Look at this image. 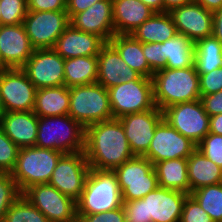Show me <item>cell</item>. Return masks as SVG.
<instances>
[{"mask_svg": "<svg viewBox=\"0 0 222 222\" xmlns=\"http://www.w3.org/2000/svg\"><path fill=\"white\" fill-rule=\"evenodd\" d=\"M84 153L90 168L114 170L134 157L118 118L91 124L85 128Z\"/></svg>", "mask_w": 222, "mask_h": 222, "instance_id": "1", "label": "cell"}, {"mask_svg": "<svg viewBox=\"0 0 222 222\" xmlns=\"http://www.w3.org/2000/svg\"><path fill=\"white\" fill-rule=\"evenodd\" d=\"M153 100L160 110L200 99L199 75L195 65L181 69L164 68L152 76Z\"/></svg>", "mask_w": 222, "mask_h": 222, "instance_id": "2", "label": "cell"}, {"mask_svg": "<svg viewBox=\"0 0 222 222\" xmlns=\"http://www.w3.org/2000/svg\"><path fill=\"white\" fill-rule=\"evenodd\" d=\"M76 205L77 215H92L122 207V192L116 173L113 170L90 168Z\"/></svg>", "mask_w": 222, "mask_h": 222, "instance_id": "3", "label": "cell"}, {"mask_svg": "<svg viewBox=\"0 0 222 222\" xmlns=\"http://www.w3.org/2000/svg\"><path fill=\"white\" fill-rule=\"evenodd\" d=\"M36 147L72 154L85 149V128L69 115L38 117Z\"/></svg>", "mask_w": 222, "mask_h": 222, "instance_id": "4", "label": "cell"}, {"mask_svg": "<svg viewBox=\"0 0 222 222\" xmlns=\"http://www.w3.org/2000/svg\"><path fill=\"white\" fill-rule=\"evenodd\" d=\"M63 155L61 151L36 146L19 148L11 175L20 192L32 185L49 183L53 170Z\"/></svg>", "mask_w": 222, "mask_h": 222, "instance_id": "5", "label": "cell"}, {"mask_svg": "<svg viewBox=\"0 0 222 222\" xmlns=\"http://www.w3.org/2000/svg\"><path fill=\"white\" fill-rule=\"evenodd\" d=\"M69 116L87 126L113 118L108 90L98 82L69 88Z\"/></svg>", "mask_w": 222, "mask_h": 222, "instance_id": "6", "label": "cell"}, {"mask_svg": "<svg viewBox=\"0 0 222 222\" xmlns=\"http://www.w3.org/2000/svg\"><path fill=\"white\" fill-rule=\"evenodd\" d=\"M113 171L123 201L142 199L159 186L153 164L144 156H134Z\"/></svg>", "mask_w": 222, "mask_h": 222, "instance_id": "7", "label": "cell"}, {"mask_svg": "<svg viewBox=\"0 0 222 222\" xmlns=\"http://www.w3.org/2000/svg\"><path fill=\"white\" fill-rule=\"evenodd\" d=\"M107 90L113 118L155 107L152 78L142 76L138 80L121 83Z\"/></svg>", "mask_w": 222, "mask_h": 222, "instance_id": "8", "label": "cell"}, {"mask_svg": "<svg viewBox=\"0 0 222 222\" xmlns=\"http://www.w3.org/2000/svg\"><path fill=\"white\" fill-rule=\"evenodd\" d=\"M22 195L50 222H77L76 201L64 195L49 183L28 187Z\"/></svg>", "mask_w": 222, "mask_h": 222, "instance_id": "9", "label": "cell"}, {"mask_svg": "<svg viewBox=\"0 0 222 222\" xmlns=\"http://www.w3.org/2000/svg\"><path fill=\"white\" fill-rule=\"evenodd\" d=\"M163 117L196 145L209 133L210 116L204 110L200 99L169 106L163 110Z\"/></svg>", "mask_w": 222, "mask_h": 222, "instance_id": "10", "label": "cell"}, {"mask_svg": "<svg viewBox=\"0 0 222 222\" xmlns=\"http://www.w3.org/2000/svg\"><path fill=\"white\" fill-rule=\"evenodd\" d=\"M23 25L34 49L53 48L70 19L66 11H28Z\"/></svg>", "mask_w": 222, "mask_h": 222, "instance_id": "11", "label": "cell"}, {"mask_svg": "<svg viewBox=\"0 0 222 222\" xmlns=\"http://www.w3.org/2000/svg\"><path fill=\"white\" fill-rule=\"evenodd\" d=\"M36 90L21 68L0 69V95L4 112L33 111Z\"/></svg>", "mask_w": 222, "mask_h": 222, "instance_id": "12", "label": "cell"}, {"mask_svg": "<svg viewBox=\"0 0 222 222\" xmlns=\"http://www.w3.org/2000/svg\"><path fill=\"white\" fill-rule=\"evenodd\" d=\"M197 145L180 134L165 119L156 127L150 147L144 155L153 165L163 160L187 159Z\"/></svg>", "mask_w": 222, "mask_h": 222, "instance_id": "13", "label": "cell"}, {"mask_svg": "<svg viewBox=\"0 0 222 222\" xmlns=\"http://www.w3.org/2000/svg\"><path fill=\"white\" fill-rule=\"evenodd\" d=\"M90 166L84 151L64 154L53 170L49 184L77 201L84 189Z\"/></svg>", "mask_w": 222, "mask_h": 222, "instance_id": "14", "label": "cell"}, {"mask_svg": "<svg viewBox=\"0 0 222 222\" xmlns=\"http://www.w3.org/2000/svg\"><path fill=\"white\" fill-rule=\"evenodd\" d=\"M64 62L52 48L35 49L21 67L36 89L65 85Z\"/></svg>", "mask_w": 222, "mask_h": 222, "instance_id": "15", "label": "cell"}, {"mask_svg": "<svg viewBox=\"0 0 222 222\" xmlns=\"http://www.w3.org/2000/svg\"><path fill=\"white\" fill-rule=\"evenodd\" d=\"M118 119L134 156H144L150 147L157 125L164 117L163 111L155 106L153 109L126 114Z\"/></svg>", "mask_w": 222, "mask_h": 222, "instance_id": "16", "label": "cell"}, {"mask_svg": "<svg viewBox=\"0 0 222 222\" xmlns=\"http://www.w3.org/2000/svg\"><path fill=\"white\" fill-rule=\"evenodd\" d=\"M34 50L23 23L0 25V69L21 68Z\"/></svg>", "mask_w": 222, "mask_h": 222, "instance_id": "17", "label": "cell"}, {"mask_svg": "<svg viewBox=\"0 0 222 222\" xmlns=\"http://www.w3.org/2000/svg\"><path fill=\"white\" fill-rule=\"evenodd\" d=\"M178 34L185 35L194 43L212 36L213 14L195 1L169 12Z\"/></svg>", "mask_w": 222, "mask_h": 222, "instance_id": "18", "label": "cell"}, {"mask_svg": "<svg viewBox=\"0 0 222 222\" xmlns=\"http://www.w3.org/2000/svg\"><path fill=\"white\" fill-rule=\"evenodd\" d=\"M188 195L158 186L142 198L145 201L146 222H180Z\"/></svg>", "mask_w": 222, "mask_h": 222, "instance_id": "19", "label": "cell"}, {"mask_svg": "<svg viewBox=\"0 0 222 222\" xmlns=\"http://www.w3.org/2000/svg\"><path fill=\"white\" fill-rule=\"evenodd\" d=\"M97 66V82L106 89L142 77L140 73L127 65L109 42H106L100 49L97 55Z\"/></svg>", "mask_w": 222, "mask_h": 222, "instance_id": "20", "label": "cell"}, {"mask_svg": "<svg viewBox=\"0 0 222 222\" xmlns=\"http://www.w3.org/2000/svg\"><path fill=\"white\" fill-rule=\"evenodd\" d=\"M112 11V0L99 1L74 15L70 24L75 29L98 35L105 42H109L115 35Z\"/></svg>", "mask_w": 222, "mask_h": 222, "instance_id": "21", "label": "cell"}, {"mask_svg": "<svg viewBox=\"0 0 222 222\" xmlns=\"http://www.w3.org/2000/svg\"><path fill=\"white\" fill-rule=\"evenodd\" d=\"M105 43L98 35L75 29L70 24L56 40L52 49L63 59L97 56Z\"/></svg>", "mask_w": 222, "mask_h": 222, "instance_id": "22", "label": "cell"}, {"mask_svg": "<svg viewBox=\"0 0 222 222\" xmlns=\"http://www.w3.org/2000/svg\"><path fill=\"white\" fill-rule=\"evenodd\" d=\"M0 128L19 148L35 146L38 116L33 111L4 112Z\"/></svg>", "mask_w": 222, "mask_h": 222, "instance_id": "23", "label": "cell"}, {"mask_svg": "<svg viewBox=\"0 0 222 222\" xmlns=\"http://www.w3.org/2000/svg\"><path fill=\"white\" fill-rule=\"evenodd\" d=\"M115 34H131L155 12L140 0H112Z\"/></svg>", "mask_w": 222, "mask_h": 222, "instance_id": "24", "label": "cell"}, {"mask_svg": "<svg viewBox=\"0 0 222 222\" xmlns=\"http://www.w3.org/2000/svg\"><path fill=\"white\" fill-rule=\"evenodd\" d=\"M190 193L209 185L222 182V168L196 149L188 158Z\"/></svg>", "mask_w": 222, "mask_h": 222, "instance_id": "25", "label": "cell"}, {"mask_svg": "<svg viewBox=\"0 0 222 222\" xmlns=\"http://www.w3.org/2000/svg\"><path fill=\"white\" fill-rule=\"evenodd\" d=\"M69 107L70 94L66 85L36 90L33 112L38 117L68 115Z\"/></svg>", "mask_w": 222, "mask_h": 222, "instance_id": "26", "label": "cell"}, {"mask_svg": "<svg viewBox=\"0 0 222 222\" xmlns=\"http://www.w3.org/2000/svg\"><path fill=\"white\" fill-rule=\"evenodd\" d=\"M177 34L169 13H154L149 19L131 32V36L141 43H163Z\"/></svg>", "mask_w": 222, "mask_h": 222, "instance_id": "27", "label": "cell"}, {"mask_svg": "<svg viewBox=\"0 0 222 222\" xmlns=\"http://www.w3.org/2000/svg\"><path fill=\"white\" fill-rule=\"evenodd\" d=\"M159 187L190 194L187 159L163 160L153 165Z\"/></svg>", "mask_w": 222, "mask_h": 222, "instance_id": "28", "label": "cell"}, {"mask_svg": "<svg viewBox=\"0 0 222 222\" xmlns=\"http://www.w3.org/2000/svg\"><path fill=\"white\" fill-rule=\"evenodd\" d=\"M109 43L130 68L144 77L152 78L154 72L146 61L140 41L135 40L130 34H115Z\"/></svg>", "mask_w": 222, "mask_h": 222, "instance_id": "29", "label": "cell"}, {"mask_svg": "<svg viewBox=\"0 0 222 222\" xmlns=\"http://www.w3.org/2000/svg\"><path fill=\"white\" fill-rule=\"evenodd\" d=\"M163 58L167 69H181L194 66L195 43L182 34L162 43Z\"/></svg>", "mask_w": 222, "mask_h": 222, "instance_id": "30", "label": "cell"}, {"mask_svg": "<svg viewBox=\"0 0 222 222\" xmlns=\"http://www.w3.org/2000/svg\"><path fill=\"white\" fill-rule=\"evenodd\" d=\"M97 56H79L65 59L64 78L68 88L97 82Z\"/></svg>", "mask_w": 222, "mask_h": 222, "instance_id": "31", "label": "cell"}, {"mask_svg": "<svg viewBox=\"0 0 222 222\" xmlns=\"http://www.w3.org/2000/svg\"><path fill=\"white\" fill-rule=\"evenodd\" d=\"M194 65L198 75L222 67V44L213 36L196 41Z\"/></svg>", "mask_w": 222, "mask_h": 222, "instance_id": "32", "label": "cell"}, {"mask_svg": "<svg viewBox=\"0 0 222 222\" xmlns=\"http://www.w3.org/2000/svg\"><path fill=\"white\" fill-rule=\"evenodd\" d=\"M214 222H222V182L190 193Z\"/></svg>", "mask_w": 222, "mask_h": 222, "instance_id": "33", "label": "cell"}, {"mask_svg": "<svg viewBox=\"0 0 222 222\" xmlns=\"http://www.w3.org/2000/svg\"><path fill=\"white\" fill-rule=\"evenodd\" d=\"M3 222H50L22 194L7 210Z\"/></svg>", "mask_w": 222, "mask_h": 222, "instance_id": "34", "label": "cell"}, {"mask_svg": "<svg viewBox=\"0 0 222 222\" xmlns=\"http://www.w3.org/2000/svg\"><path fill=\"white\" fill-rule=\"evenodd\" d=\"M21 194L11 173H0V222H3L7 210Z\"/></svg>", "mask_w": 222, "mask_h": 222, "instance_id": "35", "label": "cell"}, {"mask_svg": "<svg viewBox=\"0 0 222 222\" xmlns=\"http://www.w3.org/2000/svg\"><path fill=\"white\" fill-rule=\"evenodd\" d=\"M1 25H19L27 15V0H0Z\"/></svg>", "mask_w": 222, "mask_h": 222, "instance_id": "36", "label": "cell"}, {"mask_svg": "<svg viewBox=\"0 0 222 222\" xmlns=\"http://www.w3.org/2000/svg\"><path fill=\"white\" fill-rule=\"evenodd\" d=\"M19 147L0 128V173H11L17 162Z\"/></svg>", "mask_w": 222, "mask_h": 222, "instance_id": "37", "label": "cell"}, {"mask_svg": "<svg viewBox=\"0 0 222 222\" xmlns=\"http://www.w3.org/2000/svg\"><path fill=\"white\" fill-rule=\"evenodd\" d=\"M197 149L222 168V135L208 133L197 145Z\"/></svg>", "mask_w": 222, "mask_h": 222, "instance_id": "38", "label": "cell"}, {"mask_svg": "<svg viewBox=\"0 0 222 222\" xmlns=\"http://www.w3.org/2000/svg\"><path fill=\"white\" fill-rule=\"evenodd\" d=\"M180 222H214L199 203L189 194L183 205Z\"/></svg>", "mask_w": 222, "mask_h": 222, "instance_id": "39", "label": "cell"}, {"mask_svg": "<svg viewBox=\"0 0 222 222\" xmlns=\"http://www.w3.org/2000/svg\"><path fill=\"white\" fill-rule=\"evenodd\" d=\"M143 54L146 61L155 73L166 68V60L163 58L162 43H142Z\"/></svg>", "mask_w": 222, "mask_h": 222, "instance_id": "40", "label": "cell"}, {"mask_svg": "<svg viewBox=\"0 0 222 222\" xmlns=\"http://www.w3.org/2000/svg\"><path fill=\"white\" fill-rule=\"evenodd\" d=\"M199 90L201 95H209L222 90V67L209 73L199 75Z\"/></svg>", "mask_w": 222, "mask_h": 222, "instance_id": "41", "label": "cell"}, {"mask_svg": "<svg viewBox=\"0 0 222 222\" xmlns=\"http://www.w3.org/2000/svg\"><path fill=\"white\" fill-rule=\"evenodd\" d=\"M77 217V222H126L123 206L112 211L92 215H77Z\"/></svg>", "mask_w": 222, "mask_h": 222, "instance_id": "42", "label": "cell"}, {"mask_svg": "<svg viewBox=\"0 0 222 222\" xmlns=\"http://www.w3.org/2000/svg\"><path fill=\"white\" fill-rule=\"evenodd\" d=\"M126 222H146L145 201L143 199L123 201Z\"/></svg>", "mask_w": 222, "mask_h": 222, "instance_id": "43", "label": "cell"}, {"mask_svg": "<svg viewBox=\"0 0 222 222\" xmlns=\"http://www.w3.org/2000/svg\"><path fill=\"white\" fill-rule=\"evenodd\" d=\"M67 0H27L28 11H66Z\"/></svg>", "mask_w": 222, "mask_h": 222, "instance_id": "44", "label": "cell"}, {"mask_svg": "<svg viewBox=\"0 0 222 222\" xmlns=\"http://www.w3.org/2000/svg\"><path fill=\"white\" fill-rule=\"evenodd\" d=\"M200 101L210 117L222 114V90L209 95H201Z\"/></svg>", "mask_w": 222, "mask_h": 222, "instance_id": "45", "label": "cell"}, {"mask_svg": "<svg viewBox=\"0 0 222 222\" xmlns=\"http://www.w3.org/2000/svg\"><path fill=\"white\" fill-rule=\"evenodd\" d=\"M99 1L103 0H67L66 12L69 19H71L74 15L85 11L87 8Z\"/></svg>", "mask_w": 222, "mask_h": 222, "instance_id": "46", "label": "cell"}, {"mask_svg": "<svg viewBox=\"0 0 222 222\" xmlns=\"http://www.w3.org/2000/svg\"><path fill=\"white\" fill-rule=\"evenodd\" d=\"M212 14V36L215 37L222 44V8L212 12Z\"/></svg>", "mask_w": 222, "mask_h": 222, "instance_id": "47", "label": "cell"}, {"mask_svg": "<svg viewBox=\"0 0 222 222\" xmlns=\"http://www.w3.org/2000/svg\"><path fill=\"white\" fill-rule=\"evenodd\" d=\"M209 133L222 135V114L210 117Z\"/></svg>", "mask_w": 222, "mask_h": 222, "instance_id": "48", "label": "cell"}, {"mask_svg": "<svg viewBox=\"0 0 222 222\" xmlns=\"http://www.w3.org/2000/svg\"><path fill=\"white\" fill-rule=\"evenodd\" d=\"M194 0H163V13H169L171 10L182 5L191 3Z\"/></svg>", "mask_w": 222, "mask_h": 222, "instance_id": "49", "label": "cell"}, {"mask_svg": "<svg viewBox=\"0 0 222 222\" xmlns=\"http://www.w3.org/2000/svg\"><path fill=\"white\" fill-rule=\"evenodd\" d=\"M198 4L202 5L205 9L214 12L222 8V0H194Z\"/></svg>", "mask_w": 222, "mask_h": 222, "instance_id": "50", "label": "cell"}, {"mask_svg": "<svg viewBox=\"0 0 222 222\" xmlns=\"http://www.w3.org/2000/svg\"><path fill=\"white\" fill-rule=\"evenodd\" d=\"M155 13H163V0H140Z\"/></svg>", "mask_w": 222, "mask_h": 222, "instance_id": "51", "label": "cell"}, {"mask_svg": "<svg viewBox=\"0 0 222 222\" xmlns=\"http://www.w3.org/2000/svg\"><path fill=\"white\" fill-rule=\"evenodd\" d=\"M3 113H4V107H3L2 100H1V95H0V117Z\"/></svg>", "mask_w": 222, "mask_h": 222, "instance_id": "52", "label": "cell"}, {"mask_svg": "<svg viewBox=\"0 0 222 222\" xmlns=\"http://www.w3.org/2000/svg\"><path fill=\"white\" fill-rule=\"evenodd\" d=\"M0 8H1V6H0ZM0 25H1V9H0Z\"/></svg>", "mask_w": 222, "mask_h": 222, "instance_id": "53", "label": "cell"}]
</instances>
